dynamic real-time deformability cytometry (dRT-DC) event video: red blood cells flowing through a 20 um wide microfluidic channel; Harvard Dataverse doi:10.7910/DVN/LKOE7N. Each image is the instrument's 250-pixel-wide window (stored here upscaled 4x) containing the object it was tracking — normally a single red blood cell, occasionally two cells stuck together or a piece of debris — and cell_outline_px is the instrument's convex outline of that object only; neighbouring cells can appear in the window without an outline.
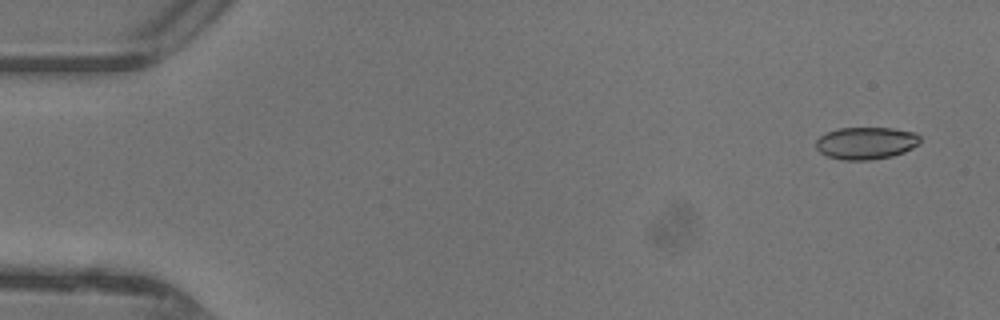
{"species": "common noctule bat (a hibernating species)", "species_latin": "Nyctalus noctula", "temperature_condition": "warm", "stored_images_in_passage": 25, "camera_frame_rate_fps": 3000, "um_per_image_px": 0.085, "animal": {"sex": "female"}, "frame": {"image": 1, "passage_image": 1, "time_ms": 0.0, "image_size_px": [1000, 320], "cell_outline_px": [[920, 144], [904, 152], [892, 156], [868, 160], [844, 160], [828, 156], [820, 152], [816, 148], [816, 140], [820, 136], [836, 128], [892, 128], [916, 132], [920, 136]], "centroid_in_image_um": [73.63, 12.15], "position_along_channel_um": 11.4, "area_um2": 19.65}}
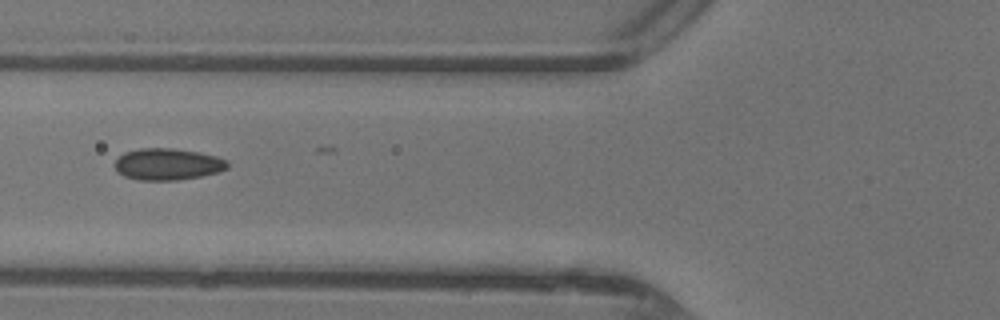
{"frame": {"image": 2, "passage_image": 17, "time_ms": 5.333, "image_size_px": [1000, 320], "cell_outline_px": [[228, 168], [220, 172], [200, 176], [176, 180], [136, 180], [124, 176], [116, 172], [116, 160], [124, 152], [140, 148], [172, 148], [200, 152], [216, 156], [228, 160]], "centroid_in_image_um": [14.26, 13.95], "position_along_channel_um": 111.5, "area_um2": 20.92}}
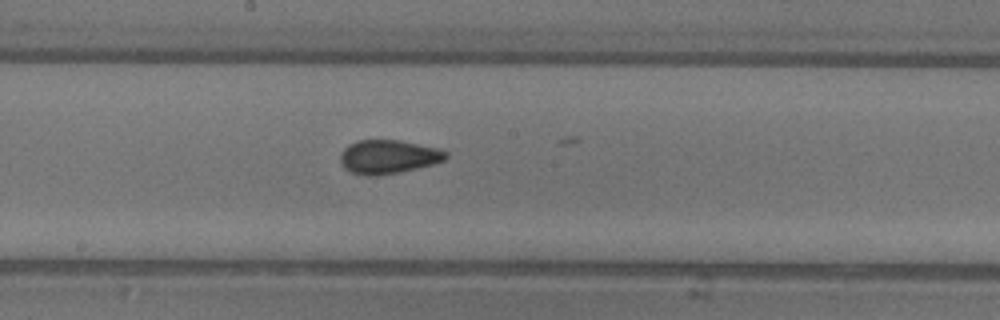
{"frame": {"image": 3, "passage_image": 24, "time_ms": 7.667, "image_size_px": [1000, 320], "cell_outline_px": [[448, 156], [444, 160], [432, 164], [400, 172], [376, 176], [368, 176], [352, 172], [344, 168], [340, 160], [340, 152], [348, 144], [356, 140], [400, 140], [440, 148], [448, 152]], "centroid_in_image_um": [33.0, 13.31], "position_along_channel_um": 215.2, "area_um2": 20.92}}